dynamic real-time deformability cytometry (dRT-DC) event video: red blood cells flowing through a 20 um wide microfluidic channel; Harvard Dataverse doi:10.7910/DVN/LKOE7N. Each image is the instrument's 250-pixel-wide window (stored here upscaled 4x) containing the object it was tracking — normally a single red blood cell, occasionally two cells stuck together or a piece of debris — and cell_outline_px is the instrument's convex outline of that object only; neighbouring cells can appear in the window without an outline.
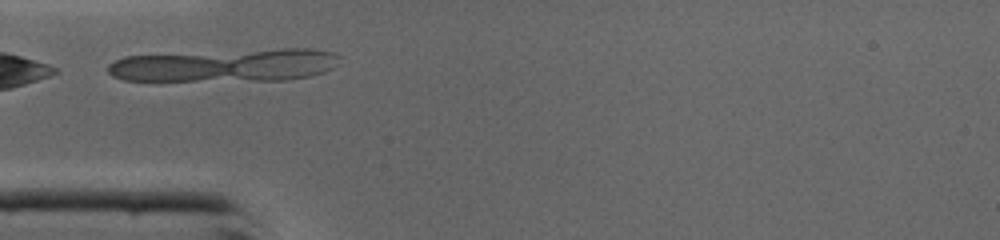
{"species": "common noctule bat (a hibernating species)", "species_latin": "Nyctalus noctula", "temperature_condition": "cold", "stored_images_in_passage": 25, "camera_frame_rate_fps": 3000, "um_per_image_px": 0.085, "animal": {"sex": "male", "body_mass_g": 19.0, "forearm_length_mm": 50.8}, "frame": {"image": 1, "passage_image": 1, "time_ms": 0.0, "image_size_px": [1000, 240], "cell_outline_px": [[240, 60], [232, 72], [184, 80], [132, 80], [120, 76], [112, 72], [112, 64], [120, 60], [132, 56], [184, 56]], "centroid_in_image_um": [14.58, 5.74], "position_along_channel_um": 70.4, "area_um2": 18.15}}